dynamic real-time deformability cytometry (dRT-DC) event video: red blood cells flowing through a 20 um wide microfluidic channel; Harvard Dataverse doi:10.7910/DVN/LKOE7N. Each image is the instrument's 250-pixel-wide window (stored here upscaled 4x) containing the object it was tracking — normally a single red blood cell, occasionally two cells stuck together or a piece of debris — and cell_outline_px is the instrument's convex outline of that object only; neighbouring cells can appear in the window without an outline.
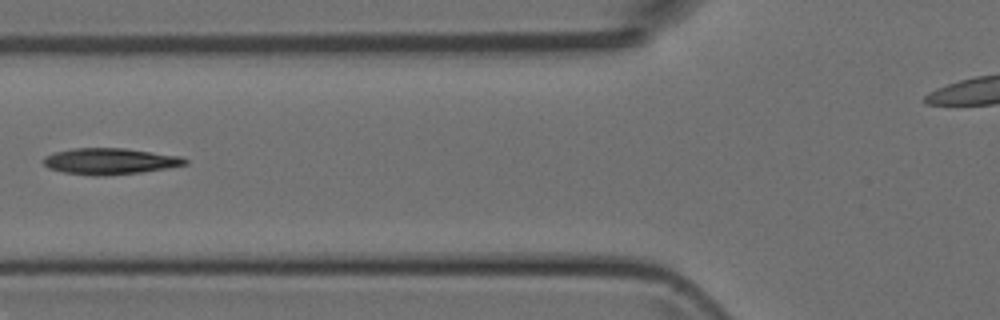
{"species": "Egyptian fruit bat (a non-hibernating species)", "species_latin": "Rousettus aegyptiacus", "temperature_condition": "room temperature", "stored_images_in_passage": 6, "segment_of_instrument_passage": [1, 2], "camera_frame_rate_fps": 3000, "um_per_image_px": 0.085, "animal": {"sex": "female"}, "frame": {"image": 1, "passage_image": 5, "time_ms": 1.333, "image_size_px": [1000, 320], "cell_outline_px": [[188, 164], [168, 168], [140, 172], [104, 176], [92, 176], [64, 172], [48, 168], [40, 160], [44, 156], [56, 152], [72, 148], [124, 148], [184, 156], [188, 160]], "centroid_in_image_um": [9.36, 13.7], "position_along_channel_um": 116.4, "area_um2": 21.91}}